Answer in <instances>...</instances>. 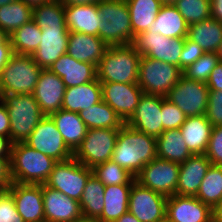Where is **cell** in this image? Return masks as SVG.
Wrapping results in <instances>:
<instances>
[{
	"instance_id": "cell-7",
	"label": "cell",
	"mask_w": 222,
	"mask_h": 222,
	"mask_svg": "<svg viewBox=\"0 0 222 222\" xmlns=\"http://www.w3.org/2000/svg\"><path fill=\"white\" fill-rule=\"evenodd\" d=\"M183 71L176 65L141 56L138 85L145 94L166 96Z\"/></svg>"
},
{
	"instance_id": "cell-62",
	"label": "cell",
	"mask_w": 222,
	"mask_h": 222,
	"mask_svg": "<svg viewBox=\"0 0 222 222\" xmlns=\"http://www.w3.org/2000/svg\"><path fill=\"white\" fill-rule=\"evenodd\" d=\"M216 53H217V55L219 57V60L222 62V42L220 43V46H219V48H218Z\"/></svg>"
},
{
	"instance_id": "cell-12",
	"label": "cell",
	"mask_w": 222,
	"mask_h": 222,
	"mask_svg": "<svg viewBox=\"0 0 222 222\" xmlns=\"http://www.w3.org/2000/svg\"><path fill=\"white\" fill-rule=\"evenodd\" d=\"M25 143L57 162L73 158V152L65 144L62 135L50 116H44L39 121Z\"/></svg>"
},
{
	"instance_id": "cell-61",
	"label": "cell",
	"mask_w": 222,
	"mask_h": 222,
	"mask_svg": "<svg viewBox=\"0 0 222 222\" xmlns=\"http://www.w3.org/2000/svg\"><path fill=\"white\" fill-rule=\"evenodd\" d=\"M177 0H160L162 5H174Z\"/></svg>"
},
{
	"instance_id": "cell-59",
	"label": "cell",
	"mask_w": 222,
	"mask_h": 222,
	"mask_svg": "<svg viewBox=\"0 0 222 222\" xmlns=\"http://www.w3.org/2000/svg\"><path fill=\"white\" fill-rule=\"evenodd\" d=\"M75 222H101L98 218H86V217H81Z\"/></svg>"
},
{
	"instance_id": "cell-9",
	"label": "cell",
	"mask_w": 222,
	"mask_h": 222,
	"mask_svg": "<svg viewBox=\"0 0 222 222\" xmlns=\"http://www.w3.org/2000/svg\"><path fill=\"white\" fill-rule=\"evenodd\" d=\"M92 174L91 168L71 158L54 165L45 185L79 202L86 182Z\"/></svg>"
},
{
	"instance_id": "cell-40",
	"label": "cell",
	"mask_w": 222,
	"mask_h": 222,
	"mask_svg": "<svg viewBox=\"0 0 222 222\" xmlns=\"http://www.w3.org/2000/svg\"><path fill=\"white\" fill-rule=\"evenodd\" d=\"M92 170L93 175L105 186L132 185L136 181L133 175L112 160L98 164Z\"/></svg>"
},
{
	"instance_id": "cell-29",
	"label": "cell",
	"mask_w": 222,
	"mask_h": 222,
	"mask_svg": "<svg viewBox=\"0 0 222 222\" xmlns=\"http://www.w3.org/2000/svg\"><path fill=\"white\" fill-rule=\"evenodd\" d=\"M149 31L170 38H186L188 24L174 5H162Z\"/></svg>"
},
{
	"instance_id": "cell-60",
	"label": "cell",
	"mask_w": 222,
	"mask_h": 222,
	"mask_svg": "<svg viewBox=\"0 0 222 222\" xmlns=\"http://www.w3.org/2000/svg\"><path fill=\"white\" fill-rule=\"evenodd\" d=\"M8 190V186L0 180V196H2Z\"/></svg>"
},
{
	"instance_id": "cell-49",
	"label": "cell",
	"mask_w": 222,
	"mask_h": 222,
	"mask_svg": "<svg viewBox=\"0 0 222 222\" xmlns=\"http://www.w3.org/2000/svg\"><path fill=\"white\" fill-rule=\"evenodd\" d=\"M0 135L10 138V118L3 102H0Z\"/></svg>"
},
{
	"instance_id": "cell-38",
	"label": "cell",
	"mask_w": 222,
	"mask_h": 222,
	"mask_svg": "<svg viewBox=\"0 0 222 222\" xmlns=\"http://www.w3.org/2000/svg\"><path fill=\"white\" fill-rule=\"evenodd\" d=\"M196 198L212 209L222 200V166L211 165L209 167Z\"/></svg>"
},
{
	"instance_id": "cell-20",
	"label": "cell",
	"mask_w": 222,
	"mask_h": 222,
	"mask_svg": "<svg viewBox=\"0 0 222 222\" xmlns=\"http://www.w3.org/2000/svg\"><path fill=\"white\" fill-rule=\"evenodd\" d=\"M65 89L63 80L57 74L49 69H42L33 96L45 116L62 109Z\"/></svg>"
},
{
	"instance_id": "cell-55",
	"label": "cell",
	"mask_w": 222,
	"mask_h": 222,
	"mask_svg": "<svg viewBox=\"0 0 222 222\" xmlns=\"http://www.w3.org/2000/svg\"><path fill=\"white\" fill-rule=\"evenodd\" d=\"M213 222H222V200L213 208Z\"/></svg>"
},
{
	"instance_id": "cell-24",
	"label": "cell",
	"mask_w": 222,
	"mask_h": 222,
	"mask_svg": "<svg viewBox=\"0 0 222 222\" xmlns=\"http://www.w3.org/2000/svg\"><path fill=\"white\" fill-rule=\"evenodd\" d=\"M65 22L69 32L99 37L102 19L98 3L87 5H64Z\"/></svg>"
},
{
	"instance_id": "cell-15",
	"label": "cell",
	"mask_w": 222,
	"mask_h": 222,
	"mask_svg": "<svg viewBox=\"0 0 222 222\" xmlns=\"http://www.w3.org/2000/svg\"><path fill=\"white\" fill-rule=\"evenodd\" d=\"M102 100L107 103L125 123L134 113L143 90L138 83L100 82Z\"/></svg>"
},
{
	"instance_id": "cell-25",
	"label": "cell",
	"mask_w": 222,
	"mask_h": 222,
	"mask_svg": "<svg viewBox=\"0 0 222 222\" xmlns=\"http://www.w3.org/2000/svg\"><path fill=\"white\" fill-rule=\"evenodd\" d=\"M108 45L98 36L69 32L66 53L80 62L99 65Z\"/></svg>"
},
{
	"instance_id": "cell-48",
	"label": "cell",
	"mask_w": 222,
	"mask_h": 222,
	"mask_svg": "<svg viewBox=\"0 0 222 222\" xmlns=\"http://www.w3.org/2000/svg\"><path fill=\"white\" fill-rule=\"evenodd\" d=\"M209 90L222 91V62L220 61L210 73L208 81L206 82Z\"/></svg>"
},
{
	"instance_id": "cell-5",
	"label": "cell",
	"mask_w": 222,
	"mask_h": 222,
	"mask_svg": "<svg viewBox=\"0 0 222 222\" xmlns=\"http://www.w3.org/2000/svg\"><path fill=\"white\" fill-rule=\"evenodd\" d=\"M10 118V141L25 142L45 116L33 94H4L2 101Z\"/></svg>"
},
{
	"instance_id": "cell-54",
	"label": "cell",
	"mask_w": 222,
	"mask_h": 222,
	"mask_svg": "<svg viewBox=\"0 0 222 222\" xmlns=\"http://www.w3.org/2000/svg\"><path fill=\"white\" fill-rule=\"evenodd\" d=\"M101 0H60L64 5H87V4H96Z\"/></svg>"
},
{
	"instance_id": "cell-31",
	"label": "cell",
	"mask_w": 222,
	"mask_h": 222,
	"mask_svg": "<svg viewBox=\"0 0 222 222\" xmlns=\"http://www.w3.org/2000/svg\"><path fill=\"white\" fill-rule=\"evenodd\" d=\"M157 157L181 164L193 154L188 149L180 129L163 131L156 138Z\"/></svg>"
},
{
	"instance_id": "cell-34",
	"label": "cell",
	"mask_w": 222,
	"mask_h": 222,
	"mask_svg": "<svg viewBox=\"0 0 222 222\" xmlns=\"http://www.w3.org/2000/svg\"><path fill=\"white\" fill-rule=\"evenodd\" d=\"M88 129H120L125 123L103 100L79 112Z\"/></svg>"
},
{
	"instance_id": "cell-33",
	"label": "cell",
	"mask_w": 222,
	"mask_h": 222,
	"mask_svg": "<svg viewBox=\"0 0 222 222\" xmlns=\"http://www.w3.org/2000/svg\"><path fill=\"white\" fill-rule=\"evenodd\" d=\"M130 11L133 36L149 30L162 6L160 0H125Z\"/></svg>"
},
{
	"instance_id": "cell-30",
	"label": "cell",
	"mask_w": 222,
	"mask_h": 222,
	"mask_svg": "<svg viewBox=\"0 0 222 222\" xmlns=\"http://www.w3.org/2000/svg\"><path fill=\"white\" fill-rule=\"evenodd\" d=\"M187 38L197 43L205 53L217 52L222 42V22L212 17L188 25Z\"/></svg>"
},
{
	"instance_id": "cell-42",
	"label": "cell",
	"mask_w": 222,
	"mask_h": 222,
	"mask_svg": "<svg viewBox=\"0 0 222 222\" xmlns=\"http://www.w3.org/2000/svg\"><path fill=\"white\" fill-rule=\"evenodd\" d=\"M219 62L216 52L204 53L195 63L183 71V75L189 79L206 83L210 73Z\"/></svg>"
},
{
	"instance_id": "cell-39",
	"label": "cell",
	"mask_w": 222,
	"mask_h": 222,
	"mask_svg": "<svg viewBox=\"0 0 222 222\" xmlns=\"http://www.w3.org/2000/svg\"><path fill=\"white\" fill-rule=\"evenodd\" d=\"M32 20L39 27L68 28L65 22L64 4L60 0H47L41 5L33 7Z\"/></svg>"
},
{
	"instance_id": "cell-8",
	"label": "cell",
	"mask_w": 222,
	"mask_h": 222,
	"mask_svg": "<svg viewBox=\"0 0 222 222\" xmlns=\"http://www.w3.org/2000/svg\"><path fill=\"white\" fill-rule=\"evenodd\" d=\"M119 129H88L73 158L88 168L111 160Z\"/></svg>"
},
{
	"instance_id": "cell-21",
	"label": "cell",
	"mask_w": 222,
	"mask_h": 222,
	"mask_svg": "<svg viewBox=\"0 0 222 222\" xmlns=\"http://www.w3.org/2000/svg\"><path fill=\"white\" fill-rule=\"evenodd\" d=\"M40 28L42 40L32 57L40 68L49 69L60 56L66 53L69 31L68 28H58V26Z\"/></svg>"
},
{
	"instance_id": "cell-14",
	"label": "cell",
	"mask_w": 222,
	"mask_h": 222,
	"mask_svg": "<svg viewBox=\"0 0 222 222\" xmlns=\"http://www.w3.org/2000/svg\"><path fill=\"white\" fill-rule=\"evenodd\" d=\"M167 198L135 181L129 195L128 211L140 222H165Z\"/></svg>"
},
{
	"instance_id": "cell-56",
	"label": "cell",
	"mask_w": 222,
	"mask_h": 222,
	"mask_svg": "<svg viewBox=\"0 0 222 222\" xmlns=\"http://www.w3.org/2000/svg\"><path fill=\"white\" fill-rule=\"evenodd\" d=\"M114 222H140V221L128 211Z\"/></svg>"
},
{
	"instance_id": "cell-43",
	"label": "cell",
	"mask_w": 222,
	"mask_h": 222,
	"mask_svg": "<svg viewBox=\"0 0 222 222\" xmlns=\"http://www.w3.org/2000/svg\"><path fill=\"white\" fill-rule=\"evenodd\" d=\"M161 112L164 131L179 129L186 120V115L164 96H162Z\"/></svg>"
},
{
	"instance_id": "cell-53",
	"label": "cell",
	"mask_w": 222,
	"mask_h": 222,
	"mask_svg": "<svg viewBox=\"0 0 222 222\" xmlns=\"http://www.w3.org/2000/svg\"><path fill=\"white\" fill-rule=\"evenodd\" d=\"M211 17L222 22V0H210Z\"/></svg>"
},
{
	"instance_id": "cell-13",
	"label": "cell",
	"mask_w": 222,
	"mask_h": 222,
	"mask_svg": "<svg viewBox=\"0 0 222 222\" xmlns=\"http://www.w3.org/2000/svg\"><path fill=\"white\" fill-rule=\"evenodd\" d=\"M179 171L178 163L156 157L135 179L141 186L169 197L176 195Z\"/></svg>"
},
{
	"instance_id": "cell-22",
	"label": "cell",
	"mask_w": 222,
	"mask_h": 222,
	"mask_svg": "<svg viewBox=\"0 0 222 222\" xmlns=\"http://www.w3.org/2000/svg\"><path fill=\"white\" fill-rule=\"evenodd\" d=\"M64 82L66 88L86 84L97 79V66L80 62L65 53L49 68Z\"/></svg>"
},
{
	"instance_id": "cell-16",
	"label": "cell",
	"mask_w": 222,
	"mask_h": 222,
	"mask_svg": "<svg viewBox=\"0 0 222 222\" xmlns=\"http://www.w3.org/2000/svg\"><path fill=\"white\" fill-rule=\"evenodd\" d=\"M161 108L162 96L143 93L134 113L125 124L136 131L157 138L164 131Z\"/></svg>"
},
{
	"instance_id": "cell-11",
	"label": "cell",
	"mask_w": 222,
	"mask_h": 222,
	"mask_svg": "<svg viewBox=\"0 0 222 222\" xmlns=\"http://www.w3.org/2000/svg\"><path fill=\"white\" fill-rule=\"evenodd\" d=\"M185 38L165 37L149 30L135 36L133 45L141 56L157 59L179 67Z\"/></svg>"
},
{
	"instance_id": "cell-57",
	"label": "cell",
	"mask_w": 222,
	"mask_h": 222,
	"mask_svg": "<svg viewBox=\"0 0 222 222\" xmlns=\"http://www.w3.org/2000/svg\"><path fill=\"white\" fill-rule=\"evenodd\" d=\"M22 2H24L25 4H28L32 7L41 5L43 2L47 1V0H20Z\"/></svg>"
},
{
	"instance_id": "cell-27",
	"label": "cell",
	"mask_w": 222,
	"mask_h": 222,
	"mask_svg": "<svg viewBox=\"0 0 222 222\" xmlns=\"http://www.w3.org/2000/svg\"><path fill=\"white\" fill-rule=\"evenodd\" d=\"M212 128L206 115H199L186 117L179 129L190 152L197 155L205 154Z\"/></svg>"
},
{
	"instance_id": "cell-46",
	"label": "cell",
	"mask_w": 222,
	"mask_h": 222,
	"mask_svg": "<svg viewBox=\"0 0 222 222\" xmlns=\"http://www.w3.org/2000/svg\"><path fill=\"white\" fill-rule=\"evenodd\" d=\"M0 222H24L17 211L14 198L8 190L0 196Z\"/></svg>"
},
{
	"instance_id": "cell-64",
	"label": "cell",
	"mask_w": 222,
	"mask_h": 222,
	"mask_svg": "<svg viewBox=\"0 0 222 222\" xmlns=\"http://www.w3.org/2000/svg\"><path fill=\"white\" fill-rule=\"evenodd\" d=\"M4 92L2 90L1 78H0V102L3 101Z\"/></svg>"
},
{
	"instance_id": "cell-36",
	"label": "cell",
	"mask_w": 222,
	"mask_h": 222,
	"mask_svg": "<svg viewBox=\"0 0 222 222\" xmlns=\"http://www.w3.org/2000/svg\"><path fill=\"white\" fill-rule=\"evenodd\" d=\"M33 7L20 0L0 6V28L9 36L19 27L30 22Z\"/></svg>"
},
{
	"instance_id": "cell-23",
	"label": "cell",
	"mask_w": 222,
	"mask_h": 222,
	"mask_svg": "<svg viewBox=\"0 0 222 222\" xmlns=\"http://www.w3.org/2000/svg\"><path fill=\"white\" fill-rule=\"evenodd\" d=\"M212 163L205 154H197L189 157L179 164V178L176 195L196 197L202 180Z\"/></svg>"
},
{
	"instance_id": "cell-44",
	"label": "cell",
	"mask_w": 222,
	"mask_h": 222,
	"mask_svg": "<svg viewBox=\"0 0 222 222\" xmlns=\"http://www.w3.org/2000/svg\"><path fill=\"white\" fill-rule=\"evenodd\" d=\"M205 155L212 165L222 166V125L212 128Z\"/></svg>"
},
{
	"instance_id": "cell-17",
	"label": "cell",
	"mask_w": 222,
	"mask_h": 222,
	"mask_svg": "<svg viewBox=\"0 0 222 222\" xmlns=\"http://www.w3.org/2000/svg\"><path fill=\"white\" fill-rule=\"evenodd\" d=\"M167 222H213V209L196 197L172 195L166 201Z\"/></svg>"
},
{
	"instance_id": "cell-63",
	"label": "cell",
	"mask_w": 222,
	"mask_h": 222,
	"mask_svg": "<svg viewBox=\"0 0 222 222\" xmlns=\"http://www.w3.org/2000/svg\"><path fill=\"white\" fill-rule=\"evenodd\" d=\"M14 1H16V0H0V6L12 3Z\"/></svg>"
},
{
	"instance_id": "cell-32",
	"label": "cell",
	"mask_w": 222,
	"mask_h": 222,
	"mask_svg": "<svg viewBox=\"0 0 222 222\" xmlns=\"http://www.w3.org/2000/svg\"><path fill=\"white\" fill-rule=\"evenodd\" d=\"M132 185H109L104 190V208L98 217L101 222H114L129 209Z\"/></svg>"
},
{
	"instance_id": "cell-2",
	"label": "cell",
	"mask_w": 222,
	"mask_h": 222,
	"mask_svg": "<svg viewBox=\"0 0 222 222\" xmlns=\"http://www.w3.org/2000/svg\"><path fill=\"white\" fill-rule=\"evenodd\" d=\"M56 163V160L33 149L25 142L12 144L10 157L12 182L32 185L45 184Z\"/></svg>"
},
{
	"instance_id": "cell-58",
	"label": "cell",
	"mask_w": 222,
	"mask_h": 222,
	"mask_svg": "<svg viewBox=\"0 0 222 222\" xmlns=\"http://www.w3.org/2000/svg\"><path fill=\"white\" fill-rule=\"evenodd\" d=\"M10 36L2 29L0 28V45L4 44Z\"/></svg>"
},
{
	"instance_id": "cell-35",
	"label": "cell",
	"mask_w": 222,
	"mask_h": 222,
	"mask_svg": "<svg viewBox=\"0 0 222 222\" xmlns=\"http://www.w3.org/2000/svg\"><path fill=\"white\" fill-rule=\"evenodd\" d=\"M105 187L93 174L89 177L79 201L83 217L98 218L102 214Z\"/></svg>"
},
{
	"instance_id": "cell-52",
	"label": "cell",
	"mask_w": 222,
	"mask_h": 222,
	"mask_svg": "<svg viewBox=\"0 0 222 222\" xmlns=\"http://www.w3.org/2000/svg\"><path fill=\"white\" fill-rule=\"evenodd\" d=\"M12 142L9 137L0 135V158H10Z\"/></svg>"
},
{
	"instance_id": "cell-10",
	"label": "cell",
	"mask_w": 222,
	"mask_h": 222,
	"mask_svg": "<svg viewBox=\"0 0 222 222\" xmlns=\"http://www.w3.org/2000/svg\"><path fill=\"white\" fill-rule=\"evenodd\" d=\"M209 88L204 82L187 78L183 74L165 96L175 104L186 117L206 115Z\"/></svg>"
},
{
	"instance_id": "cell-1",
	"label": "cell",
	"mask_w": 222,
	"mask_h": 222,
	"mask_svg": "<svg viewBox=\"0 0 222 222\" xmlns=\"http://www.w3.org/2000/svg\"><path fill=\"white\" fill-rule=\"evenodd\" d=\"M157 157L156 138L124 124L120 129L111 160L136 177Z\"/></svg>"
},
{
	"instance_id": "cell-3",
	"label": "cell",
	"mask_w": 222,
	"mask_h": 222,
	"mask_svg": "<svg viewBox=\"0 0 222 222\" xmlns=\"http://www.w3.org/2000/svg\"><path fill=\"white\" fill-rule=\"evenodd\" d=\"M141 55L133 44L108 46L97 66L100 82L138 83Z\"/></svg>"
},
{
	"instance_id": "cell-28",
	"label": "cell",
	"mask_w": 222,
	"mask_h": 222,
	"mask_svg": "<svg viewBox=\"0 0 222 222\" xmlns=\"http://www.w3.org/2000/svg\"><path fill=\"white\" fill-rule=\"evenodd\" d=\"M67 147L74 152L85 138L88 128L79 113L64 109L50 115Z\"/></svg>"
},
{
	"instance_id": "cell-18",
	"label": "cell",
	"mask_w": 222,
	"mask_h": 222,
	"mask_svg": "<svg viewBox=\"0 0 222 222\" xmlns=\"http://www.w3.org/2000/svg\"><path fill=\"white\" fill-rule=\"evenodd\" d=\"M17 211L24 222H45L42 184H19L12 182L8 187Z\"/></svg>"
},
{
	"instance_id": "cell-37",
	"label": "cell",
	"mask_w": 222,
	"mask_h": 222,
	"mask_svg": "<svg viewBox=\"0 0 222 222\" xmlns=\"http://www.w3.org/2000/svg\"><path fill=\"white\" fill-rule=\"evenodd\" d=\"M14 53L33 55L42 40L41 28L33 21L17 28L10 35Z\"/></svg>"
},
{
	"instance_id": "cell-6",
	"label": "cell",
	"mask_w": 222,
	"mask_h": 222,
	"mask_svg": "<svg viewBox=\"0 0 222 222\" xmlns=\"http://www.w3.org/2000/svg\"><path fill=\"white\" fill-rule=\"evenodd\" d=\"M41 72L32 55L14 53L0 72L4 94H33Z\"/></svg>"
},
{
	"instance_id": "cell-4",
	"label": "cell",
	"mask_w": 222,
	"mask_h": 222,
	"mask_svg": "<svg viewBox=\"0 0 222 222\" xmlns=\"http://www.w3.org/2000/svg\"><path fill=\"white\" fill-rule=\"evenodd\" d=\"M99 38L108 46L133 44L130 11L125 0H101Z\"/></svg>"
},
{
	"instance_id": "cell-45",
	"label": "cell",
	"mask_w": 222,
	"mask_h": 222,
	"mask_svg": "<svg viewBox=\"0 0 222 222\" xmlns=\"http://www.w3.org/2000/svg\"><path fill=\"white\" fill-rule=\"evenodd\" d=\"M207 120L214 126L222 125V91L209 90Z\"/></svg>"
},
{
	"instance_id": "cell-47",
	"label": "cell",
	"mask_w": 222,
	"mask_h": 222,
	"mask_svg": "<svg viewBox=\"0 0 222 222\" xmlns=\"http://www.w3.org/2000/svg\"><path fill=\"white\" fill-rule=\"evenodd\" d=\"M205 52L193 41L185 38V44L179 58V68L184 71L189 65L195 63Z\"/></svg>"
},
{
	"instance_id": "cell-19",
	"label": "cell",
	"mask_w": 222,
	"mask_h": 222,
	"mask_svg": "<svg viewBox=\"0 0 222 222\" xmlns=\"http://www.w3.org/2000/svg\"><path fill=\"white\" fill-rule=\"evenodd\" d=\"M45 222H75L83 217L80 203L42 184Z\"/></svg>"
},
{
	"instance_id": "cell-41",
	"label": "cell",
	"mask_w": 222,
	"mask_h": 222,
	"mask_svg": "<svg viewBox=\"0 0 222 222\" xmlns=\"http://www.w3.org/2000/svg\"><path fill=\"white\" fill-rule=\"evenodd\" d=\"M174 6L188 25L211 17L210 0H177Z\"/></svg>"
},
{
	"instance_id": "cell-50",
	"label": "cell",
	"mask_w": 222,
	"mask_h": 222,
	"mask_svg": "<svg viewBox=\"0 0 222 222\" xmlns=\"http://www.w3.org/2000/svg\"><path fill=\"white\" fill-rule=\"evenodd\" d=\"M14 54L10 38L0 45V72Z\"/></svg>"
},
{
	"instance_id": "cell-51",
	"label": "cell",
	"mask_w": 222,
	"mask_h": 222,
	"mask_svg": "<svg viewBox=\"0 0 222 222\" xmlns=\"http://www.w3.org/2000/svg\"><path fill=\"white\" fill-rule=\"evenodd\" d=\"M0 180H2L8 187L12 183L10 158H0Z\"/></svg>"
},
{
	"instance_id": "cell-26",
	"label": "cell",
	"mask_w": 222,
	"mask_h": 222,
	"mask_svg": "<svg viewBox=\"0 0 222 222\" xmlns=\"http://www.w3.org/2000/svg\"><path fill=\"white\" fill-rule=\"evenodd\" d=\"M102 100V87L98 79L65 89L62 109L77 112L86 110Z\"/></svg>"
}]
</instances>
